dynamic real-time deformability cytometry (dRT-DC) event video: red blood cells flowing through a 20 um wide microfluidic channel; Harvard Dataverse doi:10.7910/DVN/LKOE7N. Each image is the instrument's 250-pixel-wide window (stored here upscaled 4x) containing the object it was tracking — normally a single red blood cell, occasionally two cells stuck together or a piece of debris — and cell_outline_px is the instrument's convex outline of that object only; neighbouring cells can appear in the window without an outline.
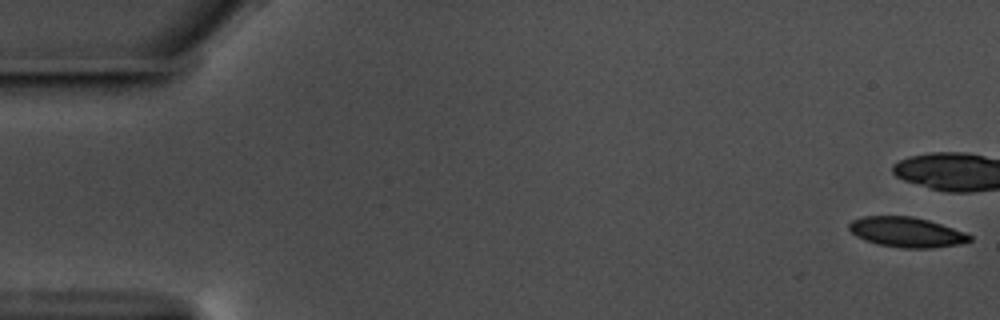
{"species": "common noctule bat (a hibernating species)", "species_latin": "Nyctalus noctula", "temperature_condition": "warm", "stored_images_in_passage": 12, "camera_frame_rate_fps": 3000, "um_per_image_px": 0.085, "animal": {"sex": "male", "body_mass_g": 17.5, "forearm_length_mm": 52.3}, "frame": {"image": 1, "passage_image": 1, "time_ms": 0.0, "image_size_px": [1000, 320], "cell_outline_px": [[972, 240], [960, 244], [932, 248], [904, 248], [876, 244], [864, 240], [856, 236], [848, 228], [848, 224], [852, 220], [864, 216], [912, 216], [928, 220], [964, 232], [972, 236]], "centroid_in_image_um": [77.03, 19.73], "position_along_channel_um": 8.0, "area_um2": 21.1}}